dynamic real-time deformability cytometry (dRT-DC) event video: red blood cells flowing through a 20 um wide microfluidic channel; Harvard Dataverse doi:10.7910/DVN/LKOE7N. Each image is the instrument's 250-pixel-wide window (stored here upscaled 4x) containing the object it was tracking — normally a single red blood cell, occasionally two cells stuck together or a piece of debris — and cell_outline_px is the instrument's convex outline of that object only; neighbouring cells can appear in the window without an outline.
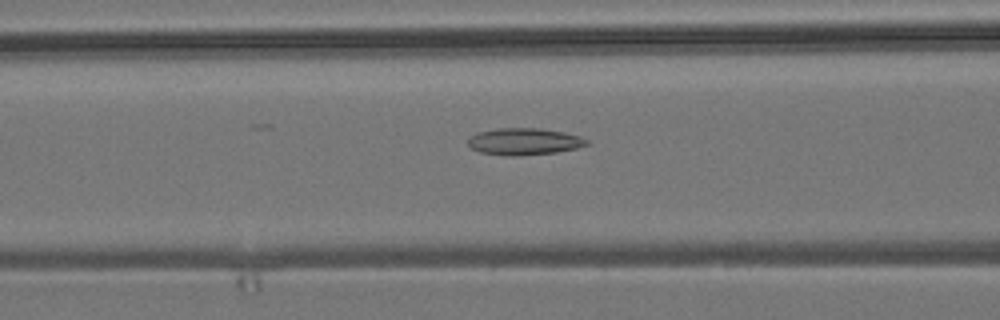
{"species": "common noctule bat (a hibernating species)", "species_latin": "Nyctalus noctula", "temperature_condition": "room temperature", "stored_images_in_passage": 43, "camera_frame_rate_fps": 3000, "um_per_image_px": 0.085, "animal": {"sex": "male", "body_mass_g": 19.2, "forearm_length_mm": 51.8}, "frame": {"image": 1, "passage_image": 11, "time_ms": 3.333, "image_size_px": [1000, 320], "cell_outline_px": [[592, 144], [576, 148], [556, 152], [520, 156], [508, 156], [480, 152], [472, 148], [468, 144], [468, 136], [480, 132], [496, 128], [540, 128], [564, 132], [580, 136], [588, 140]], "centroid_in_image_um": [44.58, 12.03], "position_along_channel_um": 122.0, "area_um2": 18.73}}
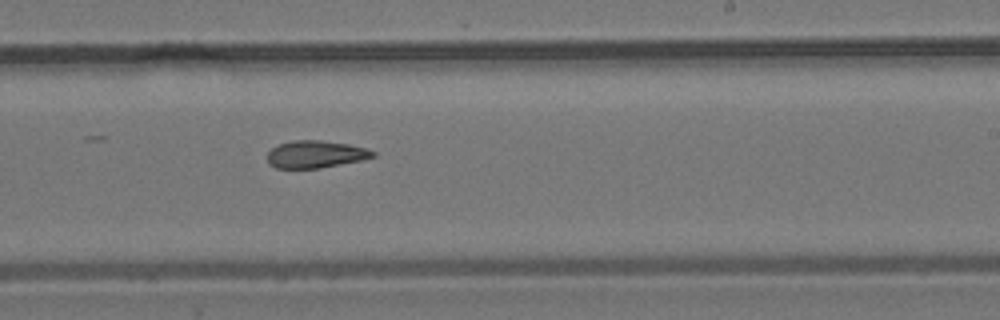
{"frame": {"image": 2, "passage_image": 22, "time_ms": 7.0, "image_size_px": [1000, 320], "cell_outline_px": [[376, 156], [360, 160], [320, 168], [276, 168], [268, 164], [268, 152], [276, 144], [292, 140], [320, 140], [348, 144], [364, 148], [376, 152]], "centroid_in_image_um": [26.78, 13.1], "position_along_channel_um": 262.2, "area_um2": 16.76}}
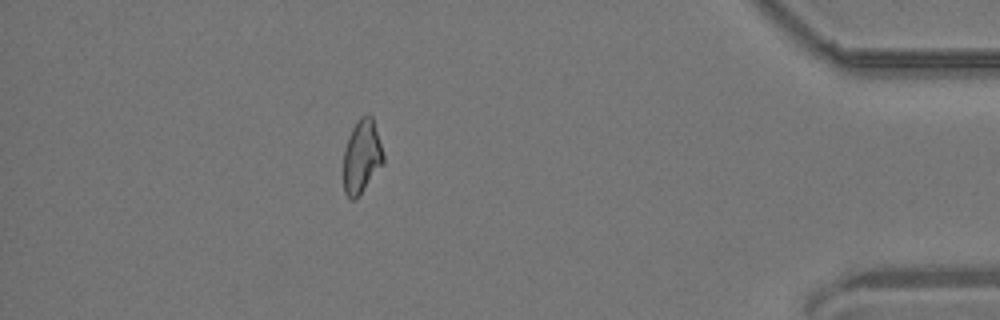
{"frame": {"image": 3, "passage_image": 37, "time_ms": 12.0, "image_size_px": [1000, 320], "cell_outline_px": [[384, 164], [356, 200], [352, 200], [344, 192], [344, 148], [348, 136], [352, 128], [360, 116], [368, 112], [372, 116], [384, 156]], "centroid_in_image_um": [30.75, 13.3], "position_along_channel_um": 404.5, "area_um2": 17.28}, "authors_computed_cell_mechanics": {"area_um2": 17.5712, "velocity_mm_per_s": 3.826, "shape_relaxation_time_tau1_ms": null, "shape_relaxation_time_tau2_ms": 5.8715, "deformation_change_tau1": null, "deformation_change_tau2": 0.1415}}